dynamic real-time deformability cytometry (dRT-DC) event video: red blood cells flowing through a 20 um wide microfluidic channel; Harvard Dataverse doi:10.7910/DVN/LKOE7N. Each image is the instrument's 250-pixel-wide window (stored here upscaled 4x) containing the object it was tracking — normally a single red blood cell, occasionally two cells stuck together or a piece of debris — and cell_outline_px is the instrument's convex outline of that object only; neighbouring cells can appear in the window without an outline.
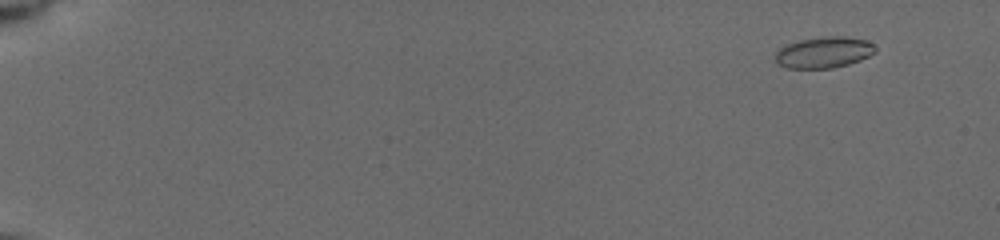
{"species": "common noctule bat (a hibernating species)", "species_latin": "Nyctalus noctula", "temperature_condition": "cold", "stored_images_in_passage": 13, "camera_frame_rate_fps": 3000, "um_per_image_px": 0.085, "animal": {"sex": "female", "body_mass_g": 19.5, "forearm_length_mm": 54.1}, "frame": {"image": 1, "passage_image": 2, "time_ms": 0.667, "image_size_px": [1000, 240], "cell_outline_px": [[876, 52], [860, 60], [848, 64], [832, 68], [788, 68], [776, 64], [776, 52], [784, 44], [796, 40], [824, 36], [844, 36], [868, 40], [876, 48]], "centroid_in_image_um": [70.01, 4.44], "position_along_channel_um": 15.0, "area_um2": 18.38}}
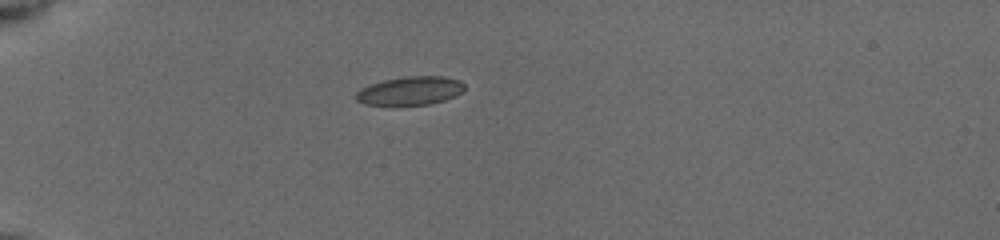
{"frame": {"image": 2, "passage_image": 9, "time_ms": 5.0, "image_size_px": [1000, 240], "cell_outline_px": [[464, 92], [456, 96], [444, 100], [428, 104], [364, 104], [356, 100], [356, 92], [360, 88], [368, 84], [384, 80], [404, 76], [444, 76], [460, 80], [464, 84]], "centroid_in_image_um": [34.88, 7.69], "position_along_channel_um": 50.1, "area_um2": 18.03}}
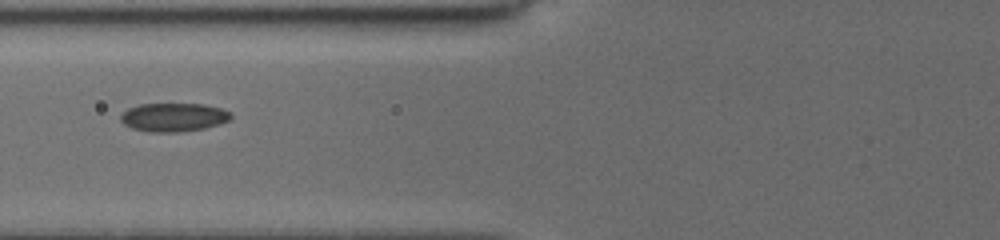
{"frame": {"image": 3, "passage_image": 12, "time_ms": 7.333, "image_size_px": [1000, 240], "cell_outline_px": [[232, 116], [228, 120], [204, 128], [176, 132], [152, 132], [132, 128], [124, 124], [120, 120], [120, 116], [128, 108], [140, 104], [204, 104], [220, 108], [228, 112]], "centroid_in_image_um": [14.71, 9.96], "position_along_channel_um": 111.1, "area_um2": 18.03}}